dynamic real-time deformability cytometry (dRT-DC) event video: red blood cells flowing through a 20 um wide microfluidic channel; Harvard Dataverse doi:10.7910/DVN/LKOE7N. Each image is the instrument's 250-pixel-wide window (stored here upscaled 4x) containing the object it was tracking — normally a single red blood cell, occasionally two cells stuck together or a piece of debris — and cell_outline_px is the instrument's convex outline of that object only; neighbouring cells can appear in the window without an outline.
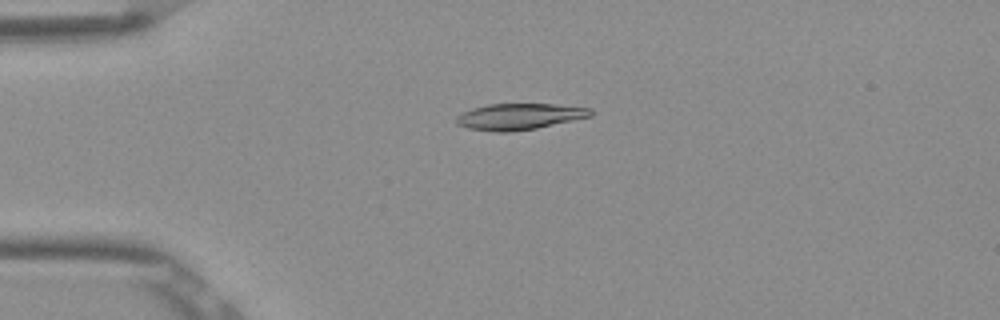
{"species": "Egyptian fruit bat (a non-hibernating species)", "species_latin": "Rousettus aegyptiacus", "temperature_condition": "room temperature", "stored_images_in_passage": 4, "camera_frame_rate_fps": 3000, "um_per_image_px": 0.085, "frame": {"image": 1, "passage_image": 3, "time_ms": 0.667, "image_size_px": [1000, 320], "cell_outline_px": [[592, 116], [536, 128], [508, 132], [496, 132], [468, 128], [456, 124], [456, 116], [460, 112], [472, 108], [488, 104], [552, 104], [592, 108]], "centroid_in_image_um": [44.1, 9.9], "position_along_channel_um": 40.9, "area_um2": 20.52}}